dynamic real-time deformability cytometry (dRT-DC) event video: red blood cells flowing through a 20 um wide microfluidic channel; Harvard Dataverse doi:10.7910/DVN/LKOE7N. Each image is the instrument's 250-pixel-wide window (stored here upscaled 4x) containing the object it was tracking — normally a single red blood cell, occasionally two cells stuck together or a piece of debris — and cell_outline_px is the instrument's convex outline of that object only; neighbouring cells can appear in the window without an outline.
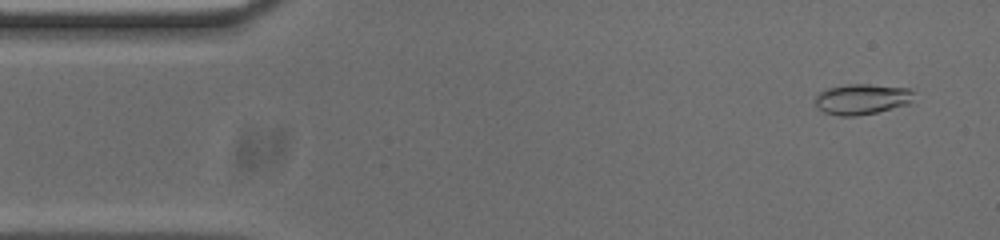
{"species": "common noctule bat (a hibernating species)", "species_latin": "Nyctalus noctula", "temperature_condition": "cold", "stored_images_in_passage": 53, "camera_frame_rate_fps": 3000, "um_per_image_px": 0.085, "animal": {"sex": "male", "body_mass_g": 20.0, "forearm_length_mm": 53.3}, "frame": {"image": 1, "passage_image": 3, "time_ms": 0.667, "image_size_px": [1000, 240], "cell_outline_px": [[912, 100], [908, 104], [876, 112], [856, 116], [840, 116], [824, 112], [816, 108], [816, 96], [820, 92], [828, 88], [848, 84], [868, 84], [908, 88], [912, 92]], "centroid_in_image_um": [73.23, 8.43], "position_along_channel_um": 11.8, "area_um2": 17.4}}
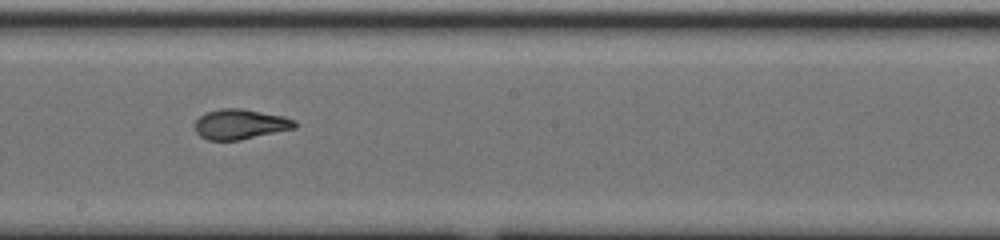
{"frame": {"image": 2, "passage_image": 28, "time_ms": 9.0, "image_size_px": [1000, 240], "cell_outline_px": [[296, 128], [240, 140], [208, 140], [200, 136], [196, 132], [196, 120], [204, 112], [220, 108], [244, 108], [284, 116], [296, 120]], "centroid_in_image_um": [20.43, 10.54], "position_along_channel_um": 227.8, "area_um2": 17.69}}
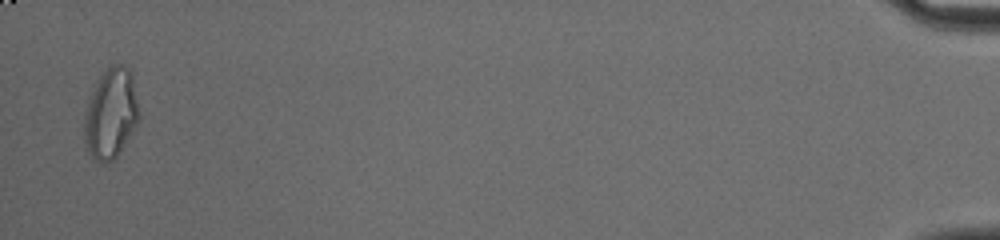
{"frame": {"image": 3, "passage_image": 52, "time_ms": 17.0, "image_size_px": [1000, 240], "cell_outline_px": [[140, 120], [116, 156], [112, 160], [104, 164], [92, 160], [88, 156], [84, 144], [84, 120], [88, 96], [92, 84], [112, 64], [120, 64], [128, 68], [132, 72], [140, 112]], "centroid_in_image_um": [9.4, 9.66], "position_along_channel_um": 425.8, "area_um2": 29.54}, "authors_computed_cell_mechanics": {"area_um2": 17.5712, "velocity_mm_per_s": 3.7511, "shape_relaxation_time_tau1_ms": 6.2906, "shape_relaxation_time_tau2_ms": 1.6193, "deformation_change_tau1": 0.2181, "deformation_change_tau2": 0.0483}}